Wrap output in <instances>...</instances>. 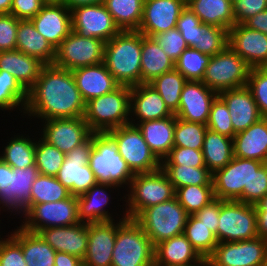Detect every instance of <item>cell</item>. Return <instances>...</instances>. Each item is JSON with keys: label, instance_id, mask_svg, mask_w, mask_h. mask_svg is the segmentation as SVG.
Listing matches in <instances>:
<instances>
[{"label": "cell", "instance_id": "obj_51", "mask_svg": "<svg viewBox=\"0 0 267 266\" xmlns=\"http://www.w3.org/2000/svg\"><path fill=\"white\" fill-rule=\"evenodd\" d=\"M262 117H267V67L251 68L246 84Z\"/></svg>", "mask_w": 267, "mask_h": 266}, {"label": "cell", "instance_id": "obj_30", "mask_svg": "<svg viewBox=\"0 0 267 266\" xmlns=\"http://www.w3.org/2000/svg\"><path fill=\"white\" fill-rule=\"evenodd\" d=\"M203 259L184 234L162 241L154 249V266H190Z\"/></svg>", "mask_w": 267, "mask_h": 266}, {"label": "cell", "instance_id": "obj_32", "mask_svg": "<svg viewBox=\"0 0 267 266\" xmlns=\"http://www.w3.org/2000/svg\"><path fill=\"white\" fill-rule=\"evenodd\" d=\"M16 49L39 59L45 65L54 64L56 59V50L36 30L30 19L19 20L16 33Z\"/></svg>", "mask_w": 267, "mask_h": 266}, {"label": "cell", "instance_id": "obj_37", "mask_svg": "<svg viewBox=\"0 0 267 266\" xmlns=\"http://www.w3.org/2000/svg\"><path fill=\"white\" fill-rule=\"evenodd\" d=\"M202 153L205 166L213 173L233 159V139L207 129Z\"/></svg>", "mask_w": 267, "mask_h": 266}, {"label": "cell", "instance_id": "obj_20", "mask_svg": "<svg viewBox=\"0 0 267 266\" xmlns=\"http://www.w3.org/2000/svg\"><path fill=\"white\" fill-rule=\"evenodd\" d=\"M228 45L251 68L267 67V35L263 32L235 24L228 30Z\"/></svg>", "mask_w": 267, "mask_h": 266}, {"label": "cell", "instance_id": "obj_56", "mask_svg": "<svg viewBox=\"0 0 267 266\" xmlns=\"http://www.w3.org/2000/svg\"><path fill=\"white\" fill-rule=\"evenodd\" d=\"M19 19L12 14H0V51L16 49Z\"/></svg>", "mask_w": 267, "mask_h": 266}, {"label": "cell", "instance_id": "obj_66", "mask_svg": "<svg viewBox=\"0 0 267 266\" xmlns=\"http://www.w3.org/2000/svg\"><path fill=\"white\" fill-rule=\"evenodd\" d=\"M255 211H267V195L256 205H254Z\"/></svg>", "mask_w": 267, "mask_h": 266}, {"label": "cell", "instance_id": "obj_23", "mask_svg": "<svg viewBox=\"0 0 267 266\" xmlns=\"http://www.w3.org/2000/svg\"><path fill=\"white\" fill-rule=\"evenodd\" d=\"M173 115L157 90L149 83L130 87V124L137 125L139 122Z\"/></svg>", "mask_w": 267, "mask_h": 266}, {"label": "cell", "instance_id": "obj_40", "mask_svg": "<svg viewBox=\"0 0 267 266\" xmlns=\"http://www.w3.org/2000/svg\"><path fill=\"white\" fill-rule=\"evenodd\" d=\"M186 82V78L178 70L173 69L156 77L149 84L157 90L168 109L175 114L178 111L181 92Z\"/></svg>", "mask_w": 267, "mask_h": 266}, {"label": "cell", "instance_id": "obj_54", "mask_svg": "<svg viewBox=\"0 0 267 266\" xmlns=\"http://www.w3.org/2000/svg\"><path fill=\"white\" fill-rule=\"evenodd\" d=\"M153 38L174 62H176L183 51L188 48L185 39L177 28L157 34L153 36Z\"/></svg>", "mask_w": 267, "mask_h": 266}, {"label": "cell", "instance_id": "obj_3", "mask_svg": "<svg viewBox=\"0 0 267 266\" xmlns=\"http://www.w3.org/2000/svg\"><path fill=\"white\" fill-rule=\"evenodd\" d=\"M123 214L117 219L116 241L111 266H154V249L151 240L142 227Z\"/></svg>", "mask_w": 267, "mask_h": 266}, {"label": "cell", "instance_id": "obj_25", "mask_svg": "<svg viewBox=\"0 0 267 266\" xmlns=\"http://www.w3.org/2000/svg\"><path fill=\"white\" fill-rule=\"evenodd\" d=\"M40 237L56 252L68 253L84 259L88 245V223L50 227L38 232Z\"/></svg>", "mask_w": 267, "mask_h": 266}, {"label": "cell", "instance_id": "obj_57", "mask_svg": "<svg viewBox=\"0 0 267 266\" xmlns=\"http://www.w3.org/2000/svg\"><path fill=\"white\" fill-rule=\"evenodd\" d=\"M235 24H243L257 13L267 10V0H237L233 3Z\"/></svg>", "mask_w": 267, "mask_h": 266}, {"label": "cell", "instance_id": "obj_60", "mask_svg": "<svg viewBox=\"0 0 267 266\" xmlns=\"http://www.w3.org/2000/svg\"><path fill=\"white\" fill-rule=\"evenodd\" d=\"M267 195V163L254 171L251 180L250 204H258Z\"/></svg>", "mask_w": 267, "mask_h": 266}, {"label": "cell", "instance_id": "obj_47", "mask_svg": "<svg viewBox=\"0 0 267 266\" xmlns=\"http://www.w3.org/2000/svg\"><path fill=\"white\" fill-rule=\"evenodd\" d=\"M207 126L188 122L175 116L174 147H186L202 150Z\"/></svg>", "mask_w": 267, "mask_h": 266}, {"label": "cell", "instance_id": "obj_14", "mask_svg": "<svg viewBox=\"0 0 267 266\" xmlns=\"http://www.w3.org/2000/svg\"><path fill=\"white\" fill-rule=\"evenodd\" d=\"M92 148L93 133L84 143L65 154L64 162L55 176L71 195L79 196L97 184L95 175L89 167Z\"/></svg>", "mask_w": 267, "mask_h": 266}, {"label": "cell", "instance_id": "obj_8", "mask_svg": "<svg viewBox=\"0 0 267 266\" xmlns=\"http://www.w3.org/2000/svg\"><path fill=\"white\" fill-rule=\"evenodd\" d=\"M262 161L233 157L223 168L212 173L214 197L250 204L251 180Z\"/></svg>", "mask_w": 267, "mask_h": 266}, {"label": "cell", "instance_id": "obj_46", "mask_svg": "<svg viewBox=\"0 0 267 266\" xmlns=\"http://www.w3.org/2000/svg\"><path fill=\"white\" fill-rule=\"evenodd\" d=\"M210 58L211 56L203 54L197 49L188 47L175 62V69L178 70L187 81H202Z\"/></svg>", "mask_w": 267, "mask_h": 266}, {"label": "cell", "instance_id": "obj_15", "mask_svg": "<svg viewBox=\"0 0 267 266\" xmlns=\"http://www.w3.org/2000/svg\"><path fill=\"white\" fill-rule=\"evenodd\" d=\"M105 42L81 36L73 30L56 49L54 65L67 70L104 62Z\"/></svg>", "mask_w": 267, "mask_h": 266}, {"label": "cell", "instance_id": "obj_64", "mask_svg": "<svg viewBox=\"0 0 267 266\" xmlns=\"http://www.w3.org/2000/svg\"><path fill=\"white\" fill-rule=\"evenodd\" d=\"M103 2L104 0H64L62 4H64L67 8L71 10L76 6L103 3Z\"/></svg>", "mask_w": 267, "mask_h": 266}, {"label": "cell", "instance_id": "obj_52", "mask_svg": "<svg viewBox=\"0 0 267 266\" xmlns=\"http://www.w3.org/2000/svg\"><path fill=\"white\" fill-rule=\"evenodd\" d=\"M205 26L197 15L186 6L180 14L176 28L182 34L188 47L194 48L199 42L200 34Z\"/></svg>", "mask_w": 267, "mask_h": 266}, {"label": "cell", "instance_id": "obj_68", "mask_svg": "<svg viewBox=\"0 0 267 266\" xmlns=\"http://www.w3.org/2000/svg\"><path fill=\"white\" fill-rule=\"evenodd\" d=\"M46 1L51 3H62L64 0H46Z\"/></svg>", "mask_w": 267, "mask_h": 266}, {"label": "cell", "instance_id": "obj_34", "mask_svg": "<svg viewBox=\"0 0 267 266\" xmlns=\"http://www.w3.org/2000/svg\"><path fill=\"white\" fill-rule=\"evenodd\" d=\"M10 236L22 247L27 266H54L56 251L38 233L14 228Z\"/></svg>", "mask_w": 267, "mask_h": 266}, {"label": "cell", "instance_id": "obj_65", "mask_svg": "<svg viewBox=\"0 0 267 266\" xmlns=\"http://www.w3.org/2000/svg\"><path fill=\"white\" fill-rule=\"evenodd\" d=\"M13 0H0V14H10Z\"/></svg>", "mask_w": 267, "mask_h": 266}, {"label": "cell", "instance_id": "obj_6", "mask_svg": "<svg viewBox=\"0 0 267 266\" xmlns=\"http://www.w3.org/2000/svg\"><path fill=\"white\" fill-rule=\"evenodd\" d=\"M89 167L97 183L118 186L128 190L134 177L126 161L118 153L114 140L105 133H93V148L90 153Z\"/></svg>", "mask_w": 267, "mask_h": 266}, {"label": "cell", "instance_id": "obj_61", "mask_svg": "<svg viewBox=\"0 0 267 266\" xmlns=\"http://www.w3.org/2000/svg\"><path fill=\"white\" fill-rule=\"evenodd\" d=\"M243 25L267 35V10L259 12L255 16L247 19Z\"/></svg>", "mask_w": 267, "mask_h": 266}, {"label": "cell", "instance_id": "obj_28", "mask_svg": "<svg viewBox=\"0 0 267 266\" xmlns=\"http://www.w3.org/2000/svg\"><path fill=\"white\" fill-rule=\"evenodd\" d=\"M72 74L85 103L110 93L120 86L107 70L104 62L74 69Z\"/></svg>", "mask_w": 267, "mask_h": 266}, {"label": "cell", "instance_id": "obj_17", "mask_svg": "<svg viewBox=\"0 0 267 266\" xmlns=\"http://www.w3.org/2000/svg\"><path fill=\"white\" fill-rule=\"evenodd\" d=\"M71 15L72 30L81 36L107 42L121 31L103 3L76 6Z\"/></svg>", "mask_w": 267, "mask_h": 266}, {"label": "cell", "instance_id": "obj_21", "mask_svg": "<svg viewBox=\"0 0 267 266\" xmlns=\"http://www.w3.org/2000/svg\"><path fill=\"white\" fill-rule=\"evenodd\" d=\"M218 93L208 88L202 81H187L182 89L177 118L206 125L211 105Z\"/></svg>", "mask_w": 267, "mask_h": 266}, {"label": "cell", "instance_id": "obj_48", "mask_svg": "<svg viewBox=\"0 0 267 266\" xmlns=\"http://www.w3.org/2000/svg\"><path fill=\"white\" fill-rule=\"evenodd\" d=\"M36 137L35 165L39 174L56 176L62 166L65 154L41 137Z\"/></svg>", "mask_w": 267, "mask_h": 266}, {"label": "cell", "instance_id": "obj_67", "mask_svg": "<svg viewBox=\"0 0 267 266\" xmlns=\"http://www.w3.org/2000/svg\"><path fill=\"white\" fill-rule=\"evenodd\" d=\"M190 266H209L208 260L206 258H204L201 262L197 263V264H193Z\"/></svg>", "mask_w": 267, "mask_h": 266}, {"label": "cell", "instance_id": "obj_39", "mask_svg": "<svg viewBox=\"0 0 267 266\" xmlns=\"http://www.w3.org/2000/svg\"><path fill=\"white\" fill-rule=\"evenodd\" d=\"M144 0H104L108 12L121 31L138 30L143 16Z\"/></svg>", "mask_w": 267, "mask_h": 266}, {"label": "cell", "instance_id": "obj_53", "mask_svg": "<svg viewBox=\"0 0 267 266\" xmlns=\"http://www.w3.org/2000/svg\"><path fill=\"white\" fill-rule=\"evenodd\" d=\"M161 165L206 167L202 150L186 147H173L169 154L161 161Z\"/></svg>", "mask_w": 267, "mask_h": 266}, {"label": "cell", "instance_id": "obj_43", "mask_svg": "<svg viewBox=\"0 0 267 266\" xmlns=\"http://www.w3.org/2000/svg\"><path fill=\"white\" fill-rule=\"evenodd\" d=\"M183 234L196 251L206 259L219 243L215 234L194 215H188Z\"/></svg>", "mask_w": 267, "mask_h": 266}, {"label": "cell", "instance_id": "obj_4", "mask_svg": "<svg viewBox=\"0 0 267 266\" xmlns=\"http://www.w3.org/2000/svg\"><path fill=\"white\" fill-rule=\"evenodd\" d=\"M83 118L93 133H105L130 123V87L120 85L114 91L85 104Z\"/></svg>", "mask_w": 267, "mask_h": 266}, {"label": "cell", "instance_id": "obj_5", "mask_svg": "<svg viewBox=\"0 0 267 266\" xmlns=\"http://www.w3.org/2000/svg\"><path fill=\"white\" fill-rule=\"evenodd\" d=\"M127 194L120 196L125 201L127 218L135 219L145 208L171 200L175 189L167 175L160 168L153 172L135 174ZM125 199V200H123Z\"/></svg>", "mask_w": 267, "mask_h": 266}, {"label": "cell", "instance_id": "obj_10", "mask_svg": "<svg viewBox=\"0 0 267 266\" xmlns=\"http://www.w3.org/2000/svg\"><path fill=\"white\" fill-rule=\"evenodd\" d=\"M106 133L114 140L118 153L134 175L161 168V161L150 150L137 125L129 123Z\"/></svg>", "mask_w": 267, "mask_h": 266}, {"label": "cell", "instance_id": "obj_42", "mask_svg": "<svg viewBox=\"0 0 267 266\" xmlns=\"http://www.w3.org/2000/svg\"><path fill=\"white\" fill-rule=\"evenodd\" d=\"M27 103V91L7 71L0 70V111H16L24 116L25 106ZM19 108V109H18Z\"/></svg>", "mask_w": 267, "mask_h": 266}, {"label": "cell", "instance_id": "obj_35", "mask_svg": "<svg viewBox=\"0 0 267 266\" xmlns=\"http://www.w3.org/2000/svg\"><path fill=\"white\" fill-rule=\"evenodd\" d=\"M175 69V62L168 57L153 37L141 36V83H150L163 73Z\"/></svg>", "mask_w": 267, "mask_h": 266}, {"label": "cell", "instance_id": "obj_41", "mask_svg": "<svg viewBox=\"0 0 267 266\" xmlns=\"http://www.w3.org/2000/svg\"><path fill=\"white\" fill-rule=\"evenodd\" d=\"M174 189L188 185H213L212 172L207 167L161 165Z\"/></svg>", "mask_w": 267, "mask_h": 266}, {"label": "cell", "instance_id": "obj_69", "mask_svg": "<svg viewBox=\"0 0 267 266\" xmlns=\"http://www.w3.org/2000/svg\"><path fill=\"white\" fill-rule=\"evenodd\" d=\"M79 266H87L85 263H81Z\"/></svg>", "mask_w": 267, "mask_h": 266}, {"label": "cell", "instance_id": "obj_59", "mask_svg": "<svg viewBox=\"0 0 267 266\" xmlns=\"http://www.w3.org/2000/svg\"><path fill=\"white\" fill-rule=\"evenodd\" d=\"M46 3V0H13L10 14L19 20L31 19Z\"/></svg>", "mask_w": 267, "mask_h": 266}, {"label": "cell", "instance_id": "obj_44", "mask_svg": "<svg viewBox=\"0 0 267 266\" xmlns=\"http://www.w3.org/2000/svg\"><path fill=\"white\" fill-rule=\"evenodd\" d=\"M71 196L54 176L39 174L32 184L31 205L57 202Z\"/></svg>", "mask_w": 267, "mask_h": 266}, {"label": "cell", "instance_id": "obj_45", "mask_svg": "<svg viewBox=\"0 0 267 266\" xmlns=\"http://www.w3.org/2000/svg\"><path fill=\"white\" fill-rule=\"evenodd\" d=\"M175 197L188 215H194L215 199L213 185H188L177 188Z\"/></svg>", "mask_w": 267, "mask_h": 266}, {"label": "cell", "instance_id": "obj_58", "mask_svg": "<svg viewBox=\"0 0 267 266\" xmlns=\"http://www.w3.org/2000/svg\"><path fill=\"white\" fill-rule=\"evenodd\" d=\"M225 200L215 198L208 205L204 206L200 211L196 212L194 216L201 221L208 229L215 234L217 238V228L219 225V215L221 204Z\"/></svg>", "mask_w": 267, "mask_h": 266}, {"label": "cell", "instance_id": "obj_63", "mask_svg": "<svg viewBox=\"0 0 267 266\" xmlns=\"http://www.w3.org/2000/svg\"><path fill=\"white\" fill-rule=\"evenodd\" d=\"M256 214L258 235L267 241V211H256Z\"/></svg>", "mask_w": 267, "mask_h": 266}, {"label": "cell", "instance_id": "obj_2", "mask_svg": "<svg viewBox=\"0 0 267 266\" xmlns=\"http://www.w3.org/2000/svg\"><path fill=\"white\" fill-rule=\"evenodd\" d=\"M142 35L137 30H125L105 42L104 64L120 85L141 84Z\"/></svg>", "mask_w": 267, "mask_h": 266}, {"label": "cell", "instance_id": "obj_26", "mask_svg": "<svg viewBox=\"0 0 267 266\" xmlns=\"http://www.w3.org/2000/svg\"><path fill=\"white\" fill-rule=\"evenodd\" d=\"M114 189L115 191H120L118 186L97 183L88 191L77 196L79 221L83 223H97L115 220V215H113L112 211L110 214L109 210L106 209V207L109 208L110 199H114L110 196Z\"/></svg>", "mask_w": 267, "mask_h": 266}, {"label": "cell", "instance_id": "obj_70", "mask_svg": "<svg viewBox=\"0 0 267 266\" xmlns=\"http://www.w3.org/2000/svg\"><path fill=\"white\" fill-rule=\"evenodd\" d=\"M230 2H232V3H235L237 0H229Z\"/></svg>", "mask_w": 267, "mask_h": 266}, {"label": "cell", "instance_id": "obj_50", "mask_svg": "<svg viewBox=\"0 0 267 266\" xmlns=\"http://www.w3.org/2000/svg\"><path fill=\"white\" fill-rule=\"evenodd\" d=\"M206 126L208 129L232 139L236 134L231 123V116L226 103L219 96L215 98L211 105Z\"/></svg>", "mask_w": 267, "mask_h": 266}, {"label": "cell", "instance_id": "obj_55", "mask_svg": "<svg viewBox=\"0 0 267 266\" xmlns=\"http://www.w3.org/2000/svg\"><path fill=\"white\" fill-rule=\"evenodd\" d=\"M0 235V266H27L22 247L8 234Z\"/></svg>", "mask_w": 267, "mask_h": 266}, {"label": "cell", "instance_id": "obj_22", "mask_svg": "<svg viewBox=\"0 0 267 266\" xmlns=\"http://www.w3.org/2000/svg\"><path fill=\"white\" fill-rule=\"evenodd\" d=\"M30 20L55 50L72 31L71 10L62 3L47 2Z\"/></svg>", "mask_w": 267, "mask_h": 266}, {"label": "cell", "instance_id": "obj_33", "mask_svg": "<svg viewBox=\"0 0 267 266\" xmlns=\"http://www.w3.org/2000/svg\"><path fill=\"white\" fill-rule=\"evenodd\" d=\"M137 127L155 156L162 161L174 147L175 115L139 122Z\"/></svg>", "mask_w": 267, "mask_h": 266}, {"label": "cell", "instance_id": "obj_62", "mask_svg": "<svg viewBox=\"0 0 267 266\" xmlns=\"http://www.w3.org/2000/svg\"><path fill=\"white\" fill-rule=\"evenodd\" d=\"M83 260L68 253L56 252L54 266H79Z\"/></svg>", "mask_w": 267, "mask_h": 266}, {"label": "cell", "instance_id": "obj_9", "mask_svg": "<svg viewBox=\"0 0 267 266\" xmlns=\"http://www.w3.org/2000/svg\"><path fill=\"white\" fill-rule=\"evenodd\" d=\"M39 175L36 165L12 168L0 159V211L22 215L31 205L32 184ZM2 205V206H1Z\"/></svg>", "mask_w": 267, "mask_h": 266}, {"label": "cell", "instance_id": "obj_12", "mask_svg": "<svg viewBox=\"0 0 267 266\" xmlns=\"http://www.w3.org/2000/svg\"><path fill=\"white\" fill-rule=\"evenodd\" d=\"M257 236V214L254 205L225 200L220 208L217 241L239 242Z\"/></svg>", "mask_w": 267, "mask_h": 266}, {"label": "cell", "instance_id": "obj_31", "mask_svg": "<svg viewBox=\"0 0 267 266\" xmlns=\"http://www.w3.org/2000/svg\"><path fill=\"white\" fill-rule=\"evenodd\" d=\"M45 66L39 59L21 51H0V70L7 71L28 91L38 79Z\"/></svg>", "mask_w": 267, "mask_h": 266}, {"label": "cell", "instance_id": "obj_24", "mask_svg": "<svg viewBox=\"0 0 267 266\" xmlns=\"http://www.w3.org/2000/svg\"><path fill=\"white\" fill-rule=\"evenodd\" d=\"M116 234L117 219L88 223V245L83 263L87 266H111Z\"/></svg>", "mask_w": 267, "mask_h": 266}, {"label": "cell", "instance_id": "obj_36", "mask_svg": "<svg viewBox=\"0 0 267 266\" xmlns=\"http://www.w3.org/2000/svg\"><path fill=\"white\" fill-rule=\"evenodd\" d=\"M186 6L204 25L226 30L235 25L233 3L229 0H188Z\"/></svg>", "mask_w": 267, "mask_h": 266}, {"label": "cell", "instance_id": "obj_38", "mask_svg": "<svg viewBox=\"0 0 267 266\" xmlns=\"http://www.w3.org/2000/svg\"><path fill=\"white\" fill-rule=\"evenodd\" d=\"M14 135L8 139L0 159L12 168H26L35 164L36 136L30 138L27 134Z\"/></svg>", "mask_w": 267, "mask_h": 266}, {"label": "cell", "instance_id": "obj_18", "mask_svg": "<svg viewBox=\"0 0 267 266\" xmlns=\"http://www.w3.org/2000/svg\"><path fill=\"white\" fill-rule=\"evenodd\" d=\"M41 138L64 154L84 143L93 133L83 117L55 118L40 121Z\"/></svg>", "mask_w": 267, "mask_h": 266}, {"label": "cell", "instance_id": "obj_11", "mask_svg": "<svg viewBox=\"0 0 267 266\" xmlns=\"http://www.w3.org/2000/svg\"><path fill=\"white\" fill-rule=\"evenodd\" d=\"M250 71L248 63L228 45L223 51L211 56L202 82L219 94L246 86Z\"/></svg>", "mask_w": 267, "mask_h": 266}, {"label": "cell", "instance_id": "obj_16", "mask_svg": "<svg viewBox=\"0 0 267 266\" xmlns=\"http://www.w3.org/2000/svg\"><path fill=\"white\" fill-rule=\"evenodd\" d=\"M207 260L209 266H265L267 241L257 236L239 242H221Z\"/></svg>", "mask_w": 267, "mask_h": 266}, {"label": "cell", "instance_id": "obj_7", "mask_svg": "<svg viewBox=\"0 0 267 266\" xmlns=\"http://www.w3.org/2000/svg\"><path fill=\"white\" fill-rule=\"evenodd\" d=\"M188 214L176 197L145 208L134 220L155 247L162 241L183 234Z\"/></svg>", "mask_w": 267, "mask_h": 266}, {"label": "cell", "instance_id": "obj_49", "mask_svg": "<svg viewBox=\"0 0 267 266\" xmlns=\"http://www.w3.org/2000/svg\"><path fill=\"white\" fill-rule=\"evenodd\" d=\"M227 46L228 30L206 25L194 49L199 50L203 54L213 56L223 51Z\"/></svg>", "mask_w": 267, "mask_h": 266}, {"label": "cell", "instance_id": "obj_19", "mask_svg": "<svg viewBox=\"0 0 267 266\" xmlns=\"http://www.w3.org/2000/svg\"><path fill=\"white\" fill-rule=\"evenodd\" d=\"M185 0H144L143 16L137 31L153 37L176 28Z\"/></svg>", "mask_w": 267, "mask_h": 266}, {"label": "cell", "instance_id": "obj_1", "mask_svg": "<svg viewBox=\"0 0 267 266\" xmlns=\"http://www.w3.org/2000/svg\"><path fill=\"white\" fill-rule=\"evenodd\" d=\"M85 102L72 71L45 65L35 84L27 91L24 117L40 121L83 117Z\"/></svg>", "mask_w": 267, "mask_h": 266}, {"label": "cell", "instance_id": "obj_27", "mask_svg": "<svg viewBox=\"0 0 267 266\" xmlns=\"http://www.w3.org/2000/svg\"><path fill=\"white\" fill-rule=\"evenodd\" d=\"M218 96L226 103L236 133L246 130L262 118L247 86L222 91Z\"/></svg>", "mask_w": 267, "mask_h": 266}, {"label": "cell", "instance_id": "obj_13", "mask_svg": "<svg viewBox=\"0 0 267 266\" xmlns=\"http://www.w3.org/2000/svg\"><path fill=\"white\" fill-rule=\"evenodd\" d=\"M20 227L38 233L50 227H62L79 223L77 196L50 203L30 205L24 210Z\"/></svg>", "mask_w": 267, "mask_h": 266}, {"label": "cell", "instance_id": "obj_29", "mask_svg": "<svg viewBox=\"0 0 267 266\" xmlns=\"http://www.w3.org/2000/svg\"><path fill=\"white\" fill-rule=\"evenodd\" d=\"M234 156L267 163V117L260 118L233 137Z\"/></svg>", "mask_w": 267, "mask_h": 266}]
</instances>
